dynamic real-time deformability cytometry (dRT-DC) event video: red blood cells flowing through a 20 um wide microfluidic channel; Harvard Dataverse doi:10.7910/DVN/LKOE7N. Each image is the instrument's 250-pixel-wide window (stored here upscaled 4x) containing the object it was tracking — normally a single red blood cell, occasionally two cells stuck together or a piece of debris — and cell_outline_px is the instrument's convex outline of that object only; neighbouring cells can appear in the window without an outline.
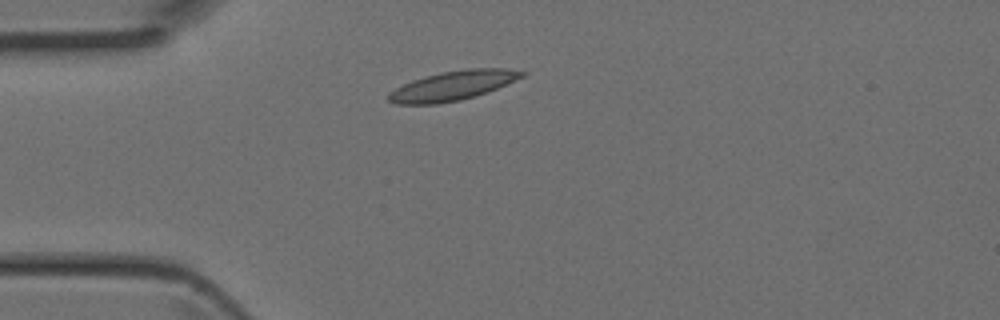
{"species": "Egyptian fruit bat (a non-hibernating species)", "species_latin": "Rousettus aegyptiacus", "temperature_condition": "room temperature", "stored_images_in_passage": 2, "camera_frame_rate_fps": 3000, "um_per_image_px": 0.085, "animal": {"sex": "female"}, "frame": {"image": 1, "passage_image": 1, "time_ms": 0.0, "image_size_px": [1000, 320], "cell_outline_px": [[528, 72], [524, 76], [488, 92], [460, 100], [436, 104], [396, 104], [388, 100], [388, 92], [412, 80], [440, 72], [468, 68], [504, 68]], "centroid_in_image_um": [38.49, 7.27], "position_along_channel_um": 46.5, "area_um2": 22.77}}